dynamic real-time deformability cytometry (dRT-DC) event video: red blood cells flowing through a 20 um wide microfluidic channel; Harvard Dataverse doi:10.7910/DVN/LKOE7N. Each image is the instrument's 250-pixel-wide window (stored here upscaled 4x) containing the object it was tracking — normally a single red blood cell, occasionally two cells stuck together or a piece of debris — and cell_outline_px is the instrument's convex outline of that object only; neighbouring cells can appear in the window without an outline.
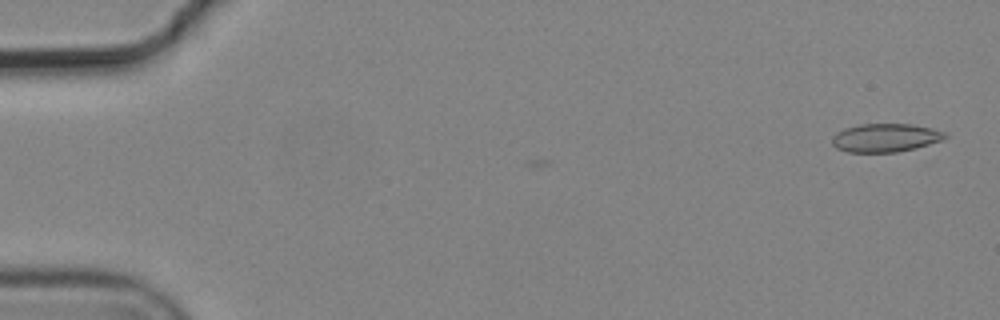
{"species": "common noctule bat (a hibernating species)", "species_latin": "Nyctalus noctula", "temperature_condition": "cold", "stored_images_in_passage": 2, "camera_frame_rate_fps": 3000, "um_per_image_px": 0.085, "animal": {"sex": "male", "body_mass_g": 19.2, "forearm_length_mm": 51.8}, "frame": {"image": 1, "passage_image": 2, "time_ms": 0.333, "image_size_px": [1000, 320], "cell_outline_px": [[948, 136], [944, 140], [916, 148], [896, 152], [848, 152], [836, 148], [832, 144], [832, 136], [836, 132], [844, 128], [860, 124], [912, 124], [932, 128], [948, 132]], "centroid_in_image_um": [75.29, 11.7], "position_along_channel_um": 9.7, "area_um2": 18.96}}